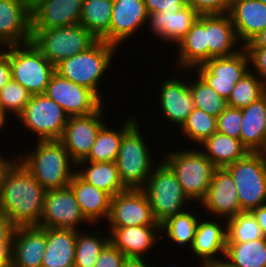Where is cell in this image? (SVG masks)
<instances>
[{
  "mask_svg": "<svg viewBox=\"0 0 266 267\" xmlns=\"http://www.w3.org/2000/svg\"><path fill=\"white\" fill-rule=\"evenodd\" d=\"M79 231L76 230L74 267H94L101 251L110 242V236L103 237V233L95 229L90 235Z\"/></svg>",
  "mask_w": 266,
  "mask_h": 267,
  "instance_id": "36",
  "label": "cell"
},
{
  "mask_svg": "<svg viewBox=\"0 0 266 267\" xmlns=\"http://www.w3.org/2000/svg\"><path fill=\"white\" fill-rule=\"evenodd\" d=\"M242 109L227 106L217 117V131L229 137L240 139Z\"/></svg>",
  "mask_w": 266,
  "mask_h": 267,
  "instance_id": "43",
  "label": "cell"
},
{
  "mask_svg": "<svg viewBox=\"0 0 266 267\" xmlns=\"http://www.w3.org/2000/svg\"><path fill=\"white\" fill-rule=\"evenodd\" d=\"M146 193L153 217L161 225L167 219L182 214L190 200L171 168L162 160L142 188Z\"/></svg>",
  "mask_w": 266,
  "mask_h": 267,
  "instance_id": "4",
  "label": "cell"
},
{
  "mask_svg": "<svg viewBox=\"0 0 266 267\" xmlns=\"http://www.w3.org/2000/svg\"><path fill=\"white\" fill-rule=\"evenodd\" d=\"M148 14L154 12H177L186 4L185 0H144Z\"/></svg>",
  "mask_w": 266,
  "mask_h": 267,
  "instance_id": "48",
  "label": "cell"
},
{
  "mask_svg": "<svg viewBox=\"0 0 266 267\" xmlns=\"http://www.w3.org/2000/svg\"><path fill=\"white\" fill-rule=\"evenodd\" d=\"M251 213L255 217L262 233L266 237V205L253 209Z\"/></svg>",
  "mask_w": 266,
  "mask_h": 267,
  "instance_id": "50",
  "label": "cell"
},
{
  "mask_svg": "<svg viewBox=\"0 0 266 267\" xmlns=\"http://www.w3.org/2000/svg\"><path fill=\"white\" fill-rule=\"evenodd\" d=\"M16 226L0 212V254H10Z\"/></svg>",
  "mask_w": 266,
  "mask_h": 267,
  "instance_id": "46",
  "label": "cell"
},
{
  "mask_svg": "<svg viewBox=\"0 0 266 267\" xmlns=\"http://www.w3.org/2000/svg\"><path fill=\"white\" fill-rule=\"evenodd\" d=\"M12 79L9 56L0 48V91Z\"/></svg>",
  "mask_w": 266,
  "mask_h": 267,
  "instance_id": "49",
  "label": "cell"
},
{
  "mask_svg": "<svg viewBox=\"0 0 266 267\" xmlns=\"http://www.w3.org/2000/svg\"><path fill=\"white\" fill-rule=\"evenodd\" d=\"M200 15L227 14L231 0H185Z\"/></svg>",
  "mask_w": 266,
  "mask_h": 267,
  "instance_id": "45",
  "label": "cell"
},
{
  "mask_svg": "<svg viewBox=\"0 0 266 267\" xmlns=\"http://www.w3.org/2000/svg\"><path fill=\"white\" fill-rule=\"evenodd\" d=\"M163 161L171 168L186 196L202 201L207 195L212 176L217 168L199 150H180L166 153Z\"/></svg>",
  "mask_w": 266,
  "mask_h": 267,
  "instance_id": "5",
  "label": "cell"
},
{
  "mask_svg": "<svg viewBox=\"0 0 266 267\" xmlns=\"http://www.w3.org/2000/svg\"><path fill=\"white\" fill-rule=\"evenodd\" d=\"M200 14L189 5L177 12H154L148 15L147 25L159 40L178 44L192 28Z\"/></svg>",
  "mask_w": 266,
  "mask_h": 267,
  "instance_id": "22",
  "label": "cell"
},
{
  "mask_svg": "<svg viewBox=\"0 0 266 267\" xmlns=\"http://www.w3.org/2000/svg\"><path fill=\"white\" fill-rule=\"evenodd\" d=\"M177 64L180 69H194L208 60L206 45V15H200L185 37L177 44Z\"/></svg>",
  "mask_w": 266,
  "mask_h": 267,
  "instance_id": "30",
  "label": "cell"
},
{
  "mask_svg": "<svg viewBox=\"0 0 266 267\" xmlns=\"http://www.w3.org/2000/svg\"><path fill=\"white\" fill-rule=\"evenodd\" d=\"M240 41L229 14L206 15V45L208 60L213 57H228L238 53Z\"/></svg>",
  "mask_w": 266,
  "mask_h": 267,
  "instance_id": "27",
  "label": "cell"
},
{
  "mask_svg": "<svg viewBox=\"0 0 266 267\" xmlns=\"http://www.w3.org/2000/svg\"><path fill=\"white\" fill-rule=\"evenodd\" d=\"M4 48V49H3ZM10 58L12 79L31 95L45 94L55 66L32 42L1 48Z\"/></svg>",
  "mask_w": 266,
  "mask_h": 267,
  "instance_id": "8",
  "label": "cell"
},
{
  "mask_svg": "<svg viewBox=\"0 0 266 267\" xmlns=\"http://www.w3.org/2000/svg\"><path fill=\"white\" fill-rule=\"evenodd\" d=\"M266 93V83L254 71H249L239 80L231 96L227 100V106L242 109L257 101Z\"/></svg>",
  "mask_w": 266,
  "mask_h": 267,
  "instance_id": "37",
  "label": "cell"
},
{
  "mask_svg": "<svg viewBox=\"0 0 266 267\" xmlns=\"http://www.w3.org/2000/svg\"><path fill=\"white\" fill-rule=\"evenodd\" d=\"M98 39L82 25L32 29L31 42L54 66L92 47Z\"/></svg>",
  "mask_w": 266,
  "mask_h": 267,
  "instance_id": "7",
  "label": "cell"
},
{
  "mask_svg": "<svg viewBox=\"0 0 266 267\" xmlns=\"http://www.w3.org/2000/svg\"><path fill=\"white\" fill-rule=\"evenodd\" d=\"M46 243L44 227H16L12 239L10 261L14 267H41Z\"/></svg>",
  "mask_w": 266,
  "mask_h": 267,
  "instance_id": "21",
  "label": "cell"
},
{
  "mask_svg": "<svg viewBox=\"0 0 266 267\" xmlns=\"http://www.w3.org/2000/svg\"><path fill=\"white\" fill-rule=\"evenodd\" d=\"M200 145L204 147L202 152L217 168H225L249 153L240 139L229 137L218 131Z\"/></svg>",
  "mask_w": 266,
  "mask_h": 267,
  "instance_id": "32",
  "label": "cell"
},
{
  "mask_svg": "<svg viewBox=\"0 0 266 267\" xmlns=\"http://www.w3.org/2000/svg\"><path fill=\"white\" fill-rule=\"evenodd\" d=\"M199 219L191 212L184 211L180 215L173 216L160 225V231L166 233L176 245L192 246ZM166 231V232H165Z\"/></svg>",
  "mask_w": 266,
  "mask_h": 267,
  "instance_id": "38",
  "label": "cell"
},
{
  "mask_svg": "<svg viewBox=\"0 0 266 267\" xmlns=\"http://www.w3.org/2000/svg\"><path fill=\"white\" fill-rule=\"evenodd\" d=\"M45 94L70 116H86L96 112L103 101L89 88L76 84L54 72Z\"/></svg>",
  "mask_w": 266,
  "mask_h": 267,
  "instance_id": "12",
  "label": "cell"
},
{
  "mask_svg": "<svg viewBox=\"0 0 266 267\" xmlns=\"http://www.w3.org/2000/svg\"><path fill=\"white\" fill-rule=\"evenodd\" d=\"M36 143L31 154H17V160L46 191L69 186L76 173V163L63 144L59 140H37Z\"/></svg>",
  "mask_w": 266,
  "mask_h": 267,
  "instance_id": "2",
  "label": "cell"
},
{
  "mask_svg": "<svg viewBox=\"0 0 266 267\" xmlns=\"http://www.w3.org/2000/svg\"><path fill=\"white\" fill-rule=\"evenodd\" d=\"M83 0H40L31 8L32 29H52L79 23Z\"/></svg>",
  "mask_w": 266,
  "mask_h": 267,
  "instance_id": "20",
  "label": "cell"
},
{
  "mask_svg": "<svg viewBox=\"0 0 266 267\" xmlns=\"http://www.w3.org/2000/svg\"><path fill=\"white\" fill-rule=\"evenodd\" d=\"M31 94L18 82L11 79L0 91V113L8 118L7 113L18 116L29 102Z\"/></svg>",
  "mask_w": 266,
  "mask_h": 267,
  "instance_id": "42",
  "label": "cell"
},
{
  "mask_svg": "<svg viewBox=\"0 0 266 267\" xmlns=\"http://www.w3.org/2000/svg\"><path fill=\"white\" fill-rule=\"evenodd\" d=\"M248 54L249 62L258 75L266 83V48H244Z\"/></svg>",
  "mask_w": 266,
  "mask_h": 267,
  "instance_id": "47",
  "label": "cell"
},
{
  "mask_svg": "<svg viewBox=\"0 0 266 267\" xmlns=\"http://www.w3.org/2000/svg\"><path fill=\"white\" fill-rule=\"evenodd\" d=\"M225 168L234 179L243 212L266 205V162L260 152H249Z\"/></svg>",
  "mask_w": 266,
  "mask_h": 267,
  "instance_id": "9",
  "label": "cell"
},
{
  "mask_svg": "<svg viewBox=\"0 0 266 267\" xmlns=\"http://www.w3.org/2000/svg\"><path fill=\"white\" fill-rule=\"evenodd\" d=\"M103 110L101 106L90 115L69 117L59 141L76 164L88 156L98 132L106 124Z\"/></svg>",
  "mask_w": 266,
  "mask_h": 267,
  "instance_id": "15",
  "label": "cell"
},
{
  "mask_svg": "<svg viewBox=\"0 0 266 267\" xmlns=\"http://www.w3.org/2000/svg\"><path fill=\"white\" fill-rule=\"evenodd\" d=\"M200 203L209 214L226 220L243 212L234 179L226 168L215 169L207 195Z\"/></svg>",
  "mask_w": 266,
  "mask_h": 267,
  "instance_id": "17",
  "label": "cell"
},
{
  "mask_svg": "<svg viewBox=\"0 0 266 267\" xmlns=\"http://www.w3.org/2000/svg\"><path fill=\"white\" fill-rule=\"evenodd\" d=\"M180 131L189 140L191 139V142L200 145L217 132V117L194 107L188 119L180 128Z\"/></svg>",
  "mask_w": 266,
  "mask_h": 267,
  "instance_id": "40",
  "label": "cell"
},
{
  "mask_svg": "<svg viewBox=\"0 0 266 267\" xmlns=\"http://www.w3.org/2000/svg\"><path fill=\"white\" fill-rule=\"evenodd\" d=\"M107 227L160 225L153 217L143 189H126L111 199Z\"/></svg>",
  "mask_w": 266,
  "mask_h": 267,
  "instance_id": "13",
  "label": "cell"
},
{
  "mask_svg": "<svg viewBox=\"0 0 266 267\" xmlns=\"http://www.w3.org/2000/svg\"><path fill=\"white\" fill-rule=\"evenodd\" d=\"M117 46L98 40L89 49L62 60L55 65V72L62 77L92 90L101 100L100 79L109 69Z\"/></svg>",
  "mask_w": 266,
  "mask_h": 267,
  "instance_id": "3",
  "label": "cell"
},
{
  "mask_svg": "<svg viewBox=\"0 0 266 267\" xmlns=\"http://www.w3.org/2000/svg\"><path fill=\"white\" fill-rule=\"evenodd\" d=\"M259 1H261L263 4L266 5V0H259Z\"/></svg>",
  "mask_w": 266,
  "mask_h": 267,
  "instance_id": "60",
  "label": "cell"
},
{
  "mask_svg": "<svg viewBox=\"0 0 266 267\" xmlns=\"http://www.w3.org/2000/svg\"><path fill=\"white\" fill-rule=\"evenodd\" d=\"M46 190L17 160L6 172L0 192V212L16 227L39 226Z\"/></svg>",
  "mask_w": 266,
  "mask_h": 267,
  "instance_id": "1",
  "label": "cell"
},
{
  "mask_svg": "<svg viewBox=\"0 0 266 267\" xmlns=\"http://www.w3.org/2000/svg\"><path fill=\"white\" fill-rule=\"evenodd\" d=\"M160 86L159 108L169 122L181 128L194 109L189 84L178 78H172L165 80Z\"/></svg>",
  "mask_w": 266,
  "mask_h": 267,
  "instance_id": "23",
  "label": "cell"
},
{
  "mask_svg": "<svg viewBox=\"0 0 266 267\" xmlns=\"http://www.w3.org/2000/svg\"><path fill=\"white\" fill-rule=\"evenodd\" d=\"M80 210L85 219L91 224L107 220L110 213L112 196L102 189L84 181L77 173L69 184Z\"/></svg>",
  "mask_w": 266,
  "mask_h": 267,
  "instance_id": "26",
  "label": "cell"
},
{
  "mask_svg": "<svg viewBox=\"0 0 266 267\" xmlns=\"http://www.w3.org/2000/svg\"><path fill=\"white\" fill-rule=\"evenodd\" d=\"M201 267H229L224 261L218 263H208L200 265Z\"/></svg>",
  "mask_w": 266,
  "mask_h": 267,
  "instance_id": "55",
  "label": "cell"
},
{
  "mask_svg": "<svg viewBox=\"0 0 266 267\" xmlns=\"http://www.w3.org/2000/svg\"><path fill=\"white\" fill-rule=\"evenodd\" d=\"M197 81L189 82L194 107L218 117L227 107V100L213 90L198 74Z\"/></svg>",
  "mask_w": 266,
  "mask_h": 267,
  "instance_id": "39",
  "label": "cell"
},
{
  "mask_svg": "<svg viewBox=\"0 0 266 267\" xmlns=\"http://www.w3.org/2000/svg\"><path fill=\"white\" fill-rule=\"evenodd\" d=\"M4 156L0 154V192H1V186L3 184V179L5 177L6 172L10 169V167L17 161V156L13 160L6 159Z\"/></svg>",
  "mask_w": 266,
  "mask_h": 267,
  "instance_id": "52",
  "label": "cell"
},
{
  "mask_svg": "<svg viewBox=\"0 0 266 267\" xmlns=\"http://www.w3.org/2000/svg\"><path fill=\"white\" fill-rule=\"evenodd\" d=\"M148 261H138V260H129V262L124 267H154L151 264L147 263Z\"/></svg>",
  "mask_w": 266,
  "mask_h": 267,
  "instance_id": "53",
  "label": "cell"
},
{
  "mask_svg": "<svg viewBox=\"0 0 266 267\" xmlns=\"http://www.w3.org/2000/svg\"><path fill=\"white\" fill-rule=\"evenodd\" d=\"M224 259L229 267H266V237L249 242L227 243Z\"/></svg>",
  "mask_w": 266,
  "mask_h": 267,
  "instance_id": "35",
  "label": "cell"
},
{
  "mask_svg": "<svg viewBox=\"0 0 266 267\" xmlns=\"http://www.w3.org/2000/svg\"><path fill=\"white\" fill-rule=\"evenodd\" d=\"M10 261V254H0V267H4Z\"/></svg>",
  "mask_w": 266,
  "mask_h": 267,
  "instance_id": "54",
  "label": "cell"
},
{
  "mask_svg": "<svg viewBox=\"0 0 266 267\" xmlns=\"http://www.w3.org/2000/svg\"><path fill=\"white\" fill-rule=\"evenodd\" d=\"M148 12L144 0H113L109 43L120 48L139 28L147 25Z\"/></svg>",
  "mask_w": 266,
  "mask_h": 267,
  "instance_id": "18",
  "label": "cell"
},
{
  "mask_svg": "<svg viewBox=\"0 0 266 267\" xmlns=\"http://www.w3.org/2000/svg\"><path fill=\"white\" fill-rule=\"evenodd\" d=\"M76 169V173L84 181L104 190L112 197L127 189L120 180L115 162L79 161Z\"/></svg>",
  "mask_w": 266,
  "mask_h": 267,
  "instance_id": "31",
  "label": "cell"
},
{
  "mask_svg": "<svg viewBox=\"0 0 266 267\" xmlns=\"http://www.w3.org/2000/svg\"><path fill=\"white\" fill-rule=\"evenodd\" d=\"M110 241L129 259L144 261L145 254L162 238L160 225L110 227Z\"/></svg>",
  "mask_w": 266,
  "mask_h": 267,
  "instance_id": "19",
  "label": "cell"
},
{
  "mask_svg": "<svg viewBox=\"0 0 266 267\" xmlns=\"http://www.w3.org/2000/svg\"><path fill=\"white\" fill-rule=\"evenodd\" d=\"M46 251L41 267H74L76 230L45 228Z\"/></svg>",
  "mask_w": 266,
  "mask_h": 267,
  "instance_id": "29",
  "label": "cell"
},
{
  "mask_svg": "<svg viewBox=\"0 0 266 267\" xmlns=\"http://www.w3.org/2000/svg\"><path fill=\"white\" fill-rule=\"evenodd\" d=\"M227 243H241L261 239V231L251 212H242L227 220Z\"/></svg>",
  "mask_w": 266,
  "mask_h": 267,
  "instance_id": "41",
  "label": "cell"
},
{
  "mask_svg": "<svg viewBox=\"0 0 266 267\" xmlns=\"http://www.w3.org/2000/svg\"><path fill=\"white\" fill-rule=\"evenodd\" d=\"M224 225L214 220L198 221L195 237L190 247L192 252L199 257L201 264L223 262L216 257L218 253L225 256L227 237V220ZM215 255V256H214Z\"/></svg>",
  "mask_w": 266,
  "mask_h": 267,
  "instance_id": "25",
  "label": "cell"
},
{
  "mask_svg": "<svg viewBox=\"0 0 266 267\" xmlns=\"http://www.w3.org/2000/svg\"><path fill=\"white\" fill-rule=\"evenodd\" d=\"M31 7L25 0H0V48L31 42Z\"/></svg>",
  "mask_w": 266,
  "mask_h": 267,
  "instance_id": "16",
  "label": "cell"
},
{
  "mask_svg": "<svg viewBox=\"0 0 266 267\" xmlns=\"http://www.w3.org/2000/svg\"><path fill=\"white\" fill-rule=\"evenodd\" d=\"M6 123L5 117L0 113V129L4 126Z\"/></svg>",
  "mask_w": 266,
  "mask_h": 267,
  "instance_id": "56",
  "label": "cell"
},
{
  "mask_svg": "<svg viewBox=\"0 0 266 267\" xmlns=\"http://www.w3.org/2000/svg\"><path fill=\"white\" fill-rule=\"evenodd\" d=\"M129 259L110 241L101 251L94 267H124Z\"/></svg>",
  "mask_w": 266,
  "mask_h": 267,
  "instance_id": "44",
  "label": "cell"
},
{
  "mask_svg": "<svg viewBox=\"0 0 266 267\" xmlns=\"http://www.w3.org/2000/svg\"><path fill=\"white\" fill-rule=\"evenodd\" d=\"M113 0H83L79 24L98 40L109 43Z\"/></svg>",
  "mask_w": 266,
  "mask_h": 267,
  "instance_id": "34",
  "label": "cell"
},
{
  "mask_svg": "<svg viewBox=\"0 0 266 267\" xmlns=\"http://www.w3.org/2000/svg\"><path fill=\"white\" fill-rule=\"evenodd\" d=\"M228 14L243 47L266 29V5L259 0H231Z\"/></svg>",
  "mask_w": 266,
  "mask_h": 267,
  "instance_id": "24",
  "label": "cell"
},
{
  "mask_svg": "<svg viewBox=\"0 0 266 267\" xmlns=\"http://www.w3.org/2000/svg\"><path fill=\"white\" fill-rule=\"evenodd\" d=\"M137 122L135 117L128 116L125 124L118 130L110 129L105 124L97 134L88 156L82 161L115 162L123 135Z\"/></svg>",
  "mask_w": 266,
  "mask_h": 267,
  "instance_id": "33",
  "label": "cell"
},
{
  "mask_svg": "<svg viewBox=\"0 0 266 267\" xmlns=\"http://www.w3.org/2000/svg\"><path fill=\"white\" fill-rule=\"evenodd\" d=\"M238 53L228 57H213L195 67L198 74L213 90L226 100L231 96L235 84L250 71L246 50L239 45Z\"/></svg>",
  "mask_w": 266,
  "mask_h": 267,
  "instance_id": "11",
  "label": "cell"
},
{
  "mask_svg": "<svg viewBox=\"0 0 266 267\" xmlns=\"http://www.w3.org/2000/svg\"><path fill=\"white\" fill-rule=\"evenodd\" d=\"M260 153L262 154L264 161L266 162V144L265 147L260 151Z\"/></svg>",
  "mask_w": 266,
  "mask_h": 267,
  "instance_id": "58",
  "label": "cell"
},
{
  "mask_svg": "<svg viewBox=\"0 0 266 267\" xmlns=\"http://www.w3.org/2000/svg\"><path fill=\"white\" fill-rule=\"evenodd\" d=\"M81 222L90 225L70 186L46 191L39 227L78 230Z\"/></svg>",
  "mask_w": 266,
  "mask_h": 267,
  "instance_id": "14",
  "label": "cell"
},
{
  "mask_svg": "<svg viewBox=\"0 0 266 267\" xmlns=\"http://www.w3.org/2000/svg\"><path fill=\"white\" fill-rule=\"evenodd\" d=\"M240 140L249 152H260L266 144V93L242 108Z\"/></svg>",
  "mask_w": 266,
  "mask_h": 267,
  "instance_id": "28",
  "label": "cell"
},
{
  "mask_svg": "<svg viewBox=\"0 0 266 267\" xmlns=\"http://www.w3.org/2000/svg\"><path fill=\"white\" fill-rule=\"evenodd\" d=\"M243 48H266V29L253 37Z\"/></svg>",
  "mask_w": 266,
  "mask_h": 267,
  "instance_id": "51",
  "label": "cell"
},
{
  "mask_svg": "<svg viewBox=\"0 0 266 267\" xmlns=\"http://www.w3.org/2000/svg\"><path fill=\"white\" fill-rule=\"evenodd\" d=\"M25 129L38 141L60 140L69 115L46 94L31 95L23 111L17 116Z\"/></svg>",
  "mask_w": 266,
  "mask_h": 267,
  "instance_id": "10",
  "label": "cell"
},
{
  "mask_svg": "<svg viewBox=\"0 0 266 267\" xmlns=\"http://www.w3.org/2000/svg\"><path fill=\"white\" fill-rule=\"evenodd\" d=\"M29 6L32 8L40 0H25Z\"/></svg>",
  "mask_w": 266,
  "mask_h": 267,
  "instance_id": "57",
  "label": "cell"
},
{
  "mask_svg": "<svg viewBox=\"0 0 266 267\" xmlns=\"http://www.w3.org/2000/svg\"><path fill=\"white\" fill-rule=\"evenodd\" d=\"M4 267H14V266H13L12 262L9 261Z\"/></svg>",
  "mask_w": 266,
  "mask_h": 267,
  "instance_id": "59",
  "label": "cell"
},
{
  "mask_svg": "<svg viewBox=\"0 0 266 267\" xmlns=\"http://www.w3.org/2000/svg\"><path fill=\"white\" fill-rule=\"evenodd\" d=\"M139 128L136 122L123 135L115 161L120 180L127 189H142L155 166Z\"/></svg>",
  "mask_w": 266,
  "mask_h": 267,
  "instance_id": "6",
  "label": "cell"
}]
</instances>
